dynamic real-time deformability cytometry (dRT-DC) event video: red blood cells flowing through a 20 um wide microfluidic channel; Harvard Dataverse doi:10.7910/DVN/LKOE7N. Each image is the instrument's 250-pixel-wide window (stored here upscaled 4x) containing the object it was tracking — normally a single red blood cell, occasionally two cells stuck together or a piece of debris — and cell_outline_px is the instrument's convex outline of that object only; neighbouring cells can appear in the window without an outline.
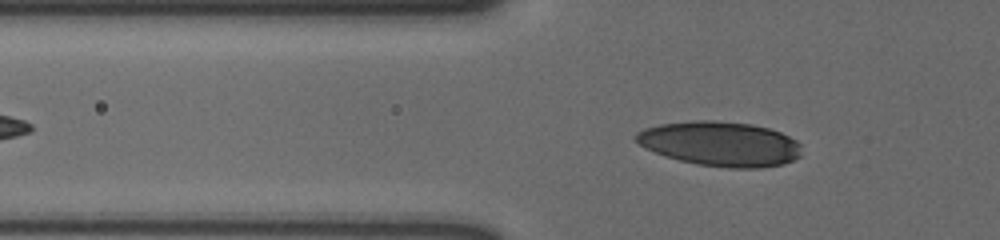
{"species": "human", "species_latin": "Homo sapiens", "temperature_condition": "cold", "stored_images_in_passage": 45, "camera_frame_rate_fps": 3000, "um_per_image_px": 0.085, "donor": {"sex": "male"}, "frame": {"image": 1, "passage_image": 13, "time_ms": 4.0, "image_size_px": [1000, 240], "cell_outline_px": [[800, 156], [784, 164], [760, 168], [728, 168], [696, 164], [664, 156], [644, 148], [632, 136], [636, 132], [644, 128], [660, 124], [696, 120], [712, 120], [752, 124], [768, 128], [780, 132], [796, 140], [800, 144]], "centroid_in_image_um": [61.19, 12.22], "position_along_channel_um": 64.6, "area_um2": 43.29}}
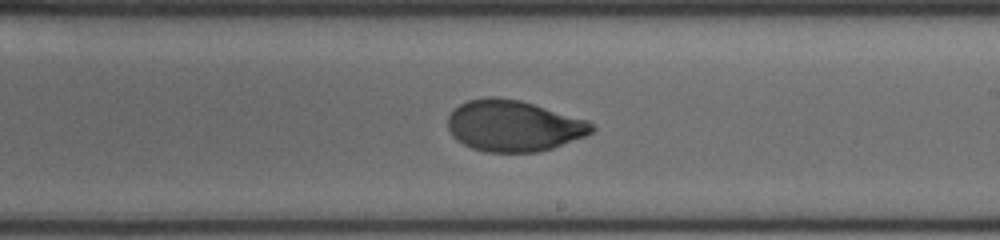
{"frame": {"image": 2, "passage_image": 29, "time_ms": 9.333, "image_size_px": [1000, 240], "cell_outline_px": [[596, 128], [592, 132], [584, 136], [552, 148], [536, 152], [484, 152], [472, 148], [464, 144], [452, 136], [448, 128], [448, 116], [460, 104], [468, 100], [488, 96], [496, 96], [520, 100], [588, 120]], "centroid_in_image_um": [43.64, 10.69], "position_along_channel_um": 245.4, "area_um2": 42.83}}
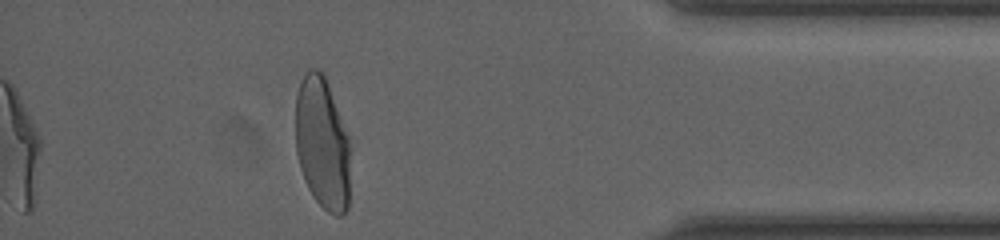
{"frame": {"image": 3, "passage_image": 45, "time_ms": 14.667, "image_size_px": [1000, 240], "cell_outline_px": [[352, 148], [348, 208], [340, 216], [336, 216], [328, 212], [316, 200], [308, 188], [304, 180], [300, 168], [296, 152], [296, 96], [300, 84], [308, 68], [316, 68], [324, 76], [348, 136]], "centroid_in_image_um": [27.42, 12.25], "position_along_channel_um": 407.8, "area_um2": 42.48}, "authors_computed_cell_mechanics": {"area_um2": 42.8298, "velocity_mm_per_s": 3.5978, "shape_relaxation_time_tau1_ms": 5.8574, "shape_relaxation_time_tau2_ms": null, "deformation_change_tau1": 0.2214, "deformation_change_tau2": null}}